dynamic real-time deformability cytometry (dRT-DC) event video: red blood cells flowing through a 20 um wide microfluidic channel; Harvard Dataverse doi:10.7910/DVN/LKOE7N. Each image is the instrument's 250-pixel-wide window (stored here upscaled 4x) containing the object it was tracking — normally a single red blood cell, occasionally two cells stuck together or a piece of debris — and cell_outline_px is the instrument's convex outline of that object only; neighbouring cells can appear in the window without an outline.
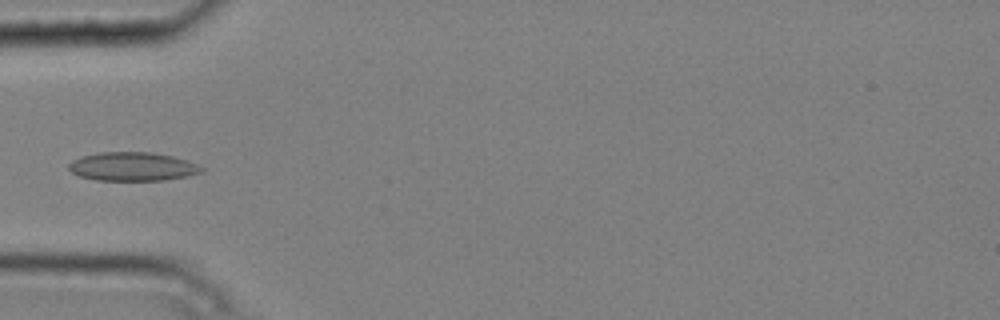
{"species": "common noctule bat (a hibernating species)", "species_latin": "Nyctalus noctula", "temperature_condition": "cold", "stored_images_in_passage": 7, "camera_frame_rate_fps": 3000, "um_per_image_px": 0.085, "animal": {"sex": "male", "body_mass_g": 20.4}, "frame": {"image": 1, "passage_image": 4, "time_ms": 1.0, "image_size_px": [1000, 320], "cell_outline_px": [[204, 172], [188, 176], [164, 180], [96, 180], [80, 176], [72, 172], [68, 168], [68, 164], [72, 160], [84, 156], [100, 152], [148, 152], [172, 156], [188, 160], [204, 168]], "centroid_in_image_um": [11.29, 14.16], "position_along_channel_um": 73.7, "area_um2": 22.14}}
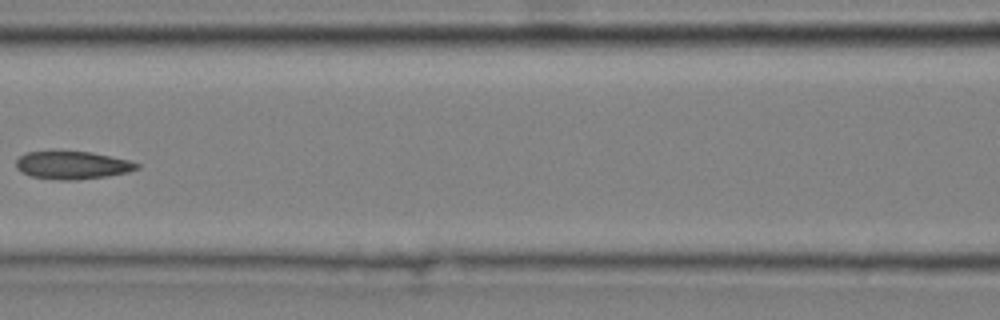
{"frame": {"image": 2, "passage_image": 6, "time_ms": 1.667, "image_size_px": [1000, 320], "cell_outline_px": [[140, 168], [128, 172], [108, 176], [72, 180], [60, 180], [32, 176], [16, 168], [16, 160], [24, 152], [92, 152], [128, 160], [140, 164]], "centroid_in_image_um": [6.18, 14.04], "position_along_channel_um": 160.4, "area_um2": 19.36}}
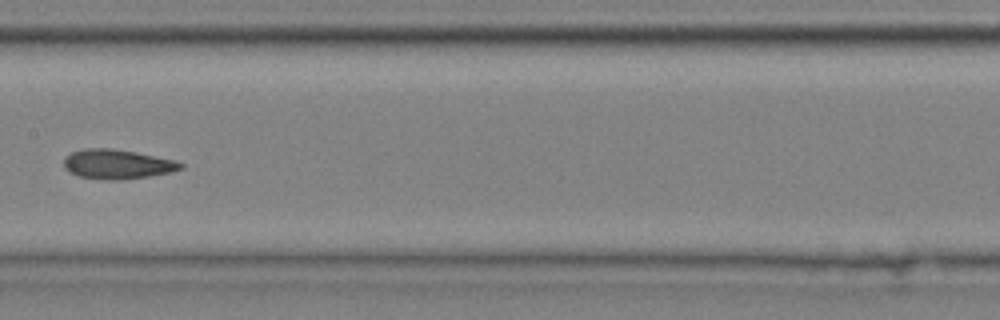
{"frame": {"image": 3, "passage_image": 7, "time_ms": 2.0, "image_size_px": [1000, 320], "cell_outline_px": [[184, 168], [172, 172], [148, 176], [120, 180], [108, 180], [80, 176], [68, 172], [64, 168], [64, 156], [72, 152], [84, 148], [112, 148], [136, 152], [176, 160], [184, 164]], "centroid_in_image_um": [9.97, 13.95], "position_along_channel_um": 197.4, "area_um2": 20.23}}